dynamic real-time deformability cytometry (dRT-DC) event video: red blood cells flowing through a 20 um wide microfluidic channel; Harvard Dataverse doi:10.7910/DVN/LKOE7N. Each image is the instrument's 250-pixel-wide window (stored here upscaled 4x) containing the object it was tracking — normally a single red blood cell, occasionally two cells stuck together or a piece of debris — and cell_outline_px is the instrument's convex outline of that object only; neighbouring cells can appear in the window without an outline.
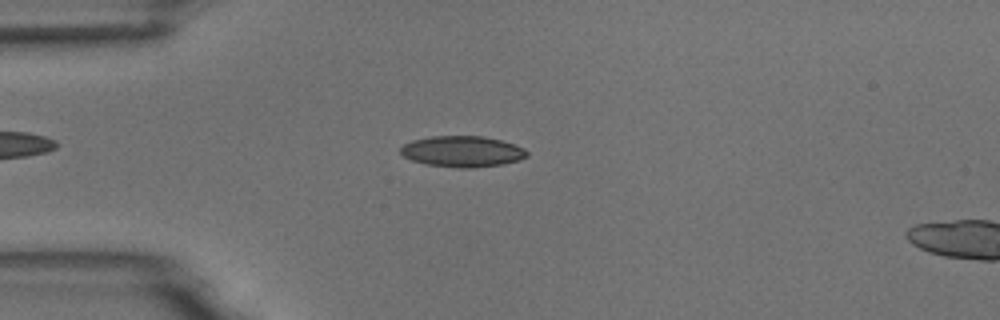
{"species": "common noctule bat (a hibernating species)", "species_latin": "Nyctalus noctula", "temperature_condition": "room temperature", "stored_images_in_passage": 3, "segment_of_instrument_passage": [1, 2], "camera_frame_rate_fps": 3000, "um_per_image_px": 0.085, "animal": {"sex": "male", "body_mass_g": 18.8}, "frame": {"image": 1, "passage_image": 2, "time_ms": 1.333, "image_size_px": [1000, 320], "cell_outline_px": [[528, 156], [520, 160], [504, 164], [472, 168], [460, 168], [428, 164], [412, 160], [404, 156], [400, 152], [400, 148], [404, 144], [412, 140], [432, 136], [480, 136], [500, 140], [524, 148], [528, 152]], "centroid_in_image_um": [39.31, 12.88], "position_along_channel_um": 45.7, "area_um2": 22.72}}